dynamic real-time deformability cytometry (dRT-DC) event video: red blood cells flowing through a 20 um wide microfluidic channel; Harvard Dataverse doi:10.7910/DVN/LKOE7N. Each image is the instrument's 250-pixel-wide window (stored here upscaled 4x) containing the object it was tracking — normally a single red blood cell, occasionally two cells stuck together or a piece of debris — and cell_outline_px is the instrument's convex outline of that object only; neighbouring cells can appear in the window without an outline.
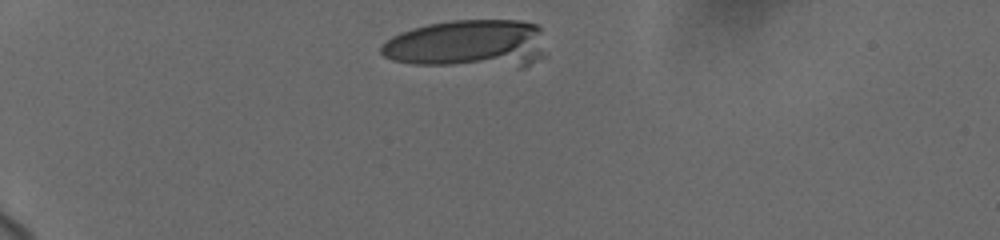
{"species": "human", "species_latin": "Homo sapiens", "temperature_condition": "cold", "stored_images_in_passage": 8, "camera_frame_rate_fps": 3000, "um_per_image_px": 0.085, "donor": {"sex": "female"}, "frame": {"image": 1, "passage_image": 1, "time_ms": 0.0, "image_size_px": [1000, 240], "cell_outline_px": [[544, 56], [524, 68], [520, 68], [412, 64], [392, 60], [384, 56], [380, 52], [380, 48], [392, 36], [400, 32], [412, 28], [428, 24], [452, 20], [520, 20], [536, 24], [540, 28]], "centroid_in_image_um": [39.8, 3.75], "position_along_channel_um": 45.2, "area_um2": 46.93}}